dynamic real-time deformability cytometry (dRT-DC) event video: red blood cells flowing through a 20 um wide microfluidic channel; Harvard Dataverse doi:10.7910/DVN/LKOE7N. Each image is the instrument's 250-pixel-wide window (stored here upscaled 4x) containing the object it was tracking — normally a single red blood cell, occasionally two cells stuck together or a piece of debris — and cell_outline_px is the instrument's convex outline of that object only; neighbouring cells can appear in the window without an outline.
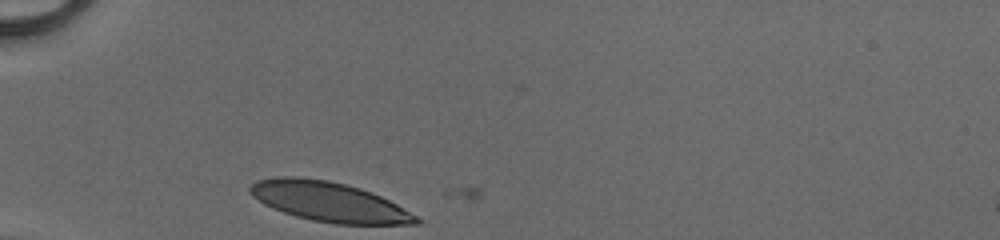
{"species": "human", "species_latin": "Homo sapiens", "temperature_condition": "cold", "stored_images_in_passage": 14, "camera_frame_rate_fps": 3000, "um_per_image_px": 0.085, "donor": {"sex": "male"}, "frame": {"image": 1, "passage_image": 1, "time_ms": 0.0, "image_size_px": [1000, 240], "cell_outline_px": [[420, 224], [336, 224], [312, 220], [296, 216], [272, 208], [264, 204], [252, 196], [248, 192], [248, 188], [256, 180], [276, 176], [296, 176], [328, 180], [360, 188], [372, 192], [396, 204], [416, 216], [420, 220]], "centroid_in_image_um": [27.91, 17.14], "position_along_channel_um": 57.1, "area_um2": 38.32}}
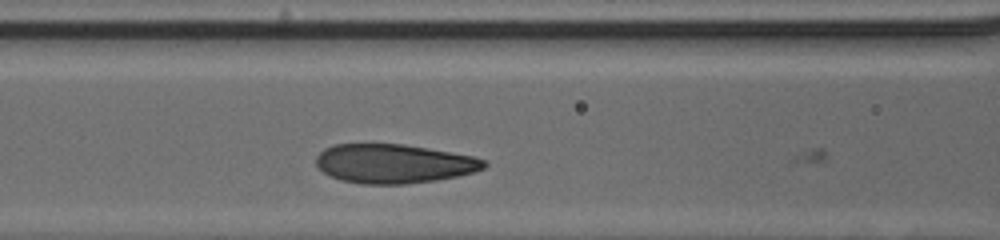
{"frame": {"image": 2, "passage_image": 8, "time_ms": 2.333, "image_size_px": [1000, 240], "cell_outline_px": [[488, 164], [484, 168], [472, 172], [456, 176], [436, 180], [408, 184], [364, 184], [340, 180], [324, 172], [316, 164], [316, 156], [324, 148], [336, 144], [404, 144], [472, 156], [484, 160]], "centroid_in_image_um": [33.45, 13.91], "position_along_channel_um": 133.1, "area_um2": 38.03}}
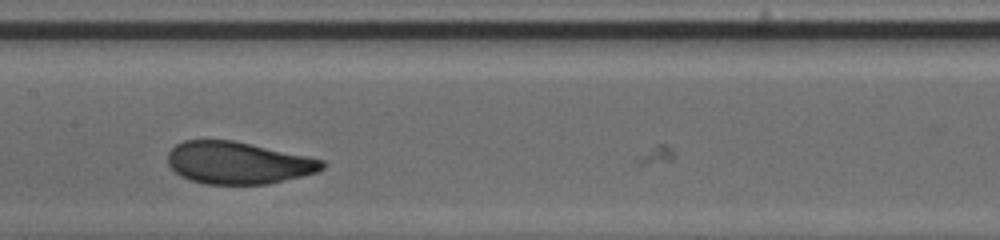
{"frame": {"image": 3, "passage_image": 12, "time_ms": 3.667, "image_size_px": [1000, 240], "cell_outline_px": [[324, 168], [316, 172], [268, 184], [204, 184], [180, 176], [168, 164], [168, 152], [176, 144], [184, 140], [232, 140], [308, 156], [324, 160]], "centroid_in_image_um": [20.21, 13.84], "position_along_channel_um": 187.2, "area_um2": 37.74}}